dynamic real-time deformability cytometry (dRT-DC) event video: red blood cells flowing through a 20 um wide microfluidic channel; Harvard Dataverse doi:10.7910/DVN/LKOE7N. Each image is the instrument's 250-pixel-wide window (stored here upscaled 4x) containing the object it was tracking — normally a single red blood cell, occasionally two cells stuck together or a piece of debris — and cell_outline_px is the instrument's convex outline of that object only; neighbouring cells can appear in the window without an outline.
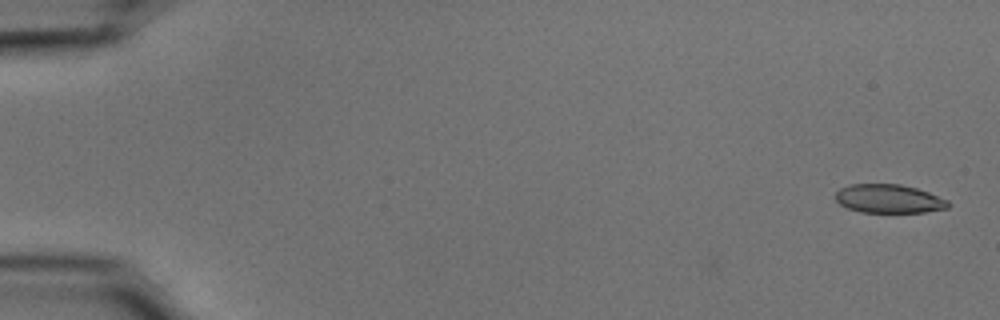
{"species": "common noctule bat (a hibernating species)", "species_latin": "Nyctalus noctula", "temperature_condition": "cold", "stored_images_in_passage": 53, "camera_frame_rate_fps": 3000, "um_per_image_px": 0.085, "animal": {"sex": "male", "body_mass_g": 15.6}, "frame": {"image": 1, "passage_image": 2, "time_ms": 0.333, "image_size_px": [1000, 320], "cell_outline_px": [[948, 208], [924, 212], [860, 212], [848, 208], [840, 204], [836, 200], [836, 192], [840, 188], [848, 184], [900, 184], [916, 188], [928, 192], [948, 200]], "centroid_in_image_um": [75.53, 16.89], "position_along_channel_um": 9.5, "area_um2": 18.73}}
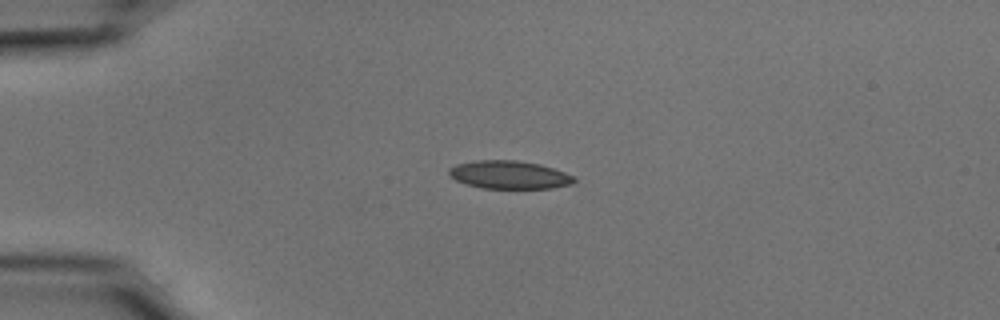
{"frame": {"image": 2, "passage_image": 14, "time_ms": 4.333, "image_size_px": [1000, 320], "cell_outline_px": [[576, 180], [572, 184], [552, 188], [480, 188], [456, 180], [448, 176], [448, 168], [456, 164], [476, 160], [516, 160], [540, 164], [576, 176]], "centroid_in_image_um": [43.28, 14.85], "position_along_channel_um": 41.7, "area_um2": 20.58}}
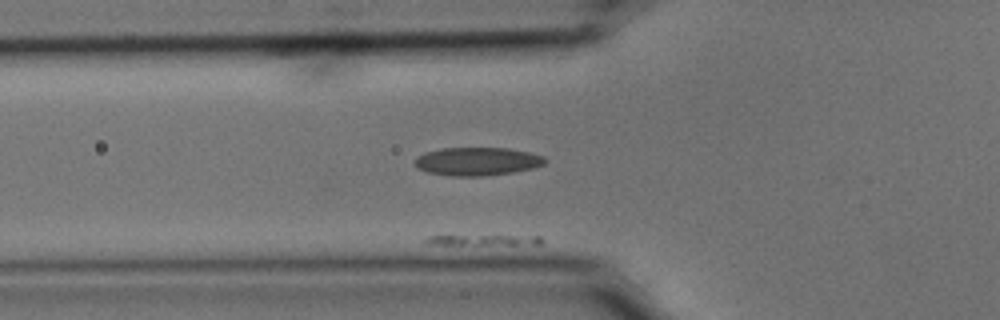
{"frame": {"image": 3, "passage_image": 20, "time_ms": 6.333, "image_size_px": [1000, 320], "cell_outline_px": [[548, 160], [544, 164], [532, 168], [512, 172], [484, 176], [448, 176], [428, 172], [416, 168], [412, 164], [412, 160], [416, 156], [424, 152], [440, 148], [508, 148], [528, 152], [544, 156]], "centroid_in_image_um": [40.49, 13.72], "position_along_channel_um": 85.3, "area_um2": 21.73}}